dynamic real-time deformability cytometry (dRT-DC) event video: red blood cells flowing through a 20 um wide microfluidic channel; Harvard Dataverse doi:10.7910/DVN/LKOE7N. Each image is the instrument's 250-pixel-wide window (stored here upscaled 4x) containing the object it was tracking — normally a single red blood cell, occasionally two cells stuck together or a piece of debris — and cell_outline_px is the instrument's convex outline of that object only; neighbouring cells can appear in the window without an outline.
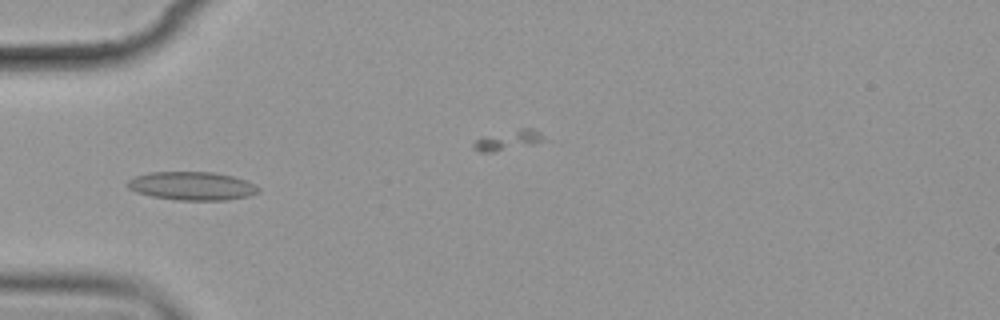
{"species": "common noctule bat (a hibernating species)", "species_latin": "Nyctalus noctula", "temperature_condition": "cold", "stored_images_in_passage": 9, "camera_frame_rate_fps": 3000, "um_per_image_px": 0.085, "animal": {"sex": "female", "body_mass_g": 19.9}, "frame": {"image": 1, "passage_image": 3, "time_ms": 2.667, "image_size_px": [1000, 320], "cell_outline_px": [[260, 192], [248, 196], [228, 200], [176, 200], [152, 196], [136, 192], [128, 188], [124, 184], [128, 180], [136, 176], [148, 172], [216, 172], [232, 176], [256, 184], [260, 188]], "centroid_in_image_um": [16.32, 15.8], "position_along_channel_um": 68.7, "area_um2": 21.85}}